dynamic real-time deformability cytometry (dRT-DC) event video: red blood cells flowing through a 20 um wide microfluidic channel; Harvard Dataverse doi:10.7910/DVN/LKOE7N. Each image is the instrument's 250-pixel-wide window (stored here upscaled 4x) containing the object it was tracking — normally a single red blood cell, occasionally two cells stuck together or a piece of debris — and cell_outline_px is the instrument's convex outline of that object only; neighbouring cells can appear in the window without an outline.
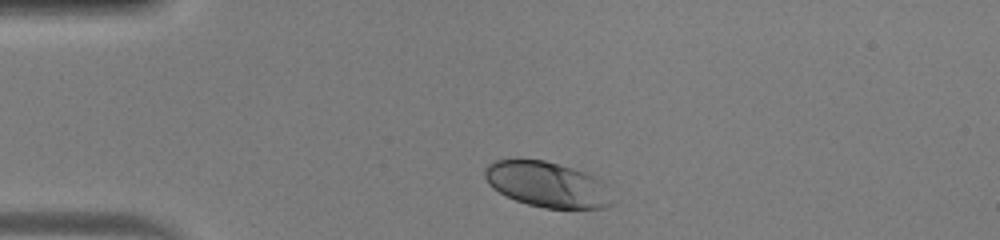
{"species": "human", "species_latin": "Homo sapiens", "temperature_condition": "warm", "stored_images_in_passage": 36, "camera_frame_rate_fps": 3000, "um_per_image_px": 0.085, "donor": {"sex": "male"}, "frame": {"image": 1, "passage_image": 1, "time_ms": 0.0, "image_size_px": [1000, 240], "cell_outline_px": [[584, 208], [552, 208], [532, 204], [508, 196], [496, 188], [488, 180], [488, 168], [504, 160], [540, 160], [552, 164], [560, 168]], "centroid_in_image_um": [45.39, 15.59], "position_along_channel_um": 39.6, "area_um2": 23.0}}
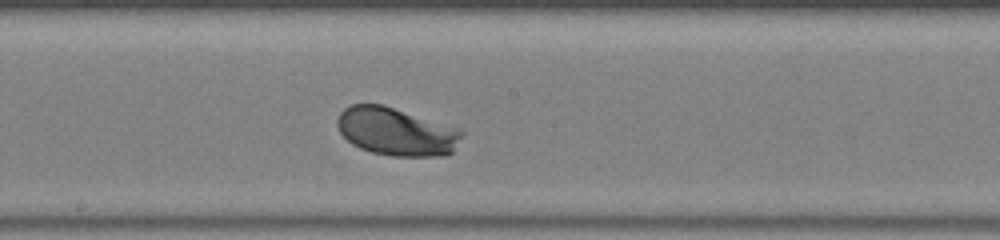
{"frame": {"image": 2, "passage_image": 17, "time_ms": 5.333, "image_size_px": [1000, 240], "cell_outline_px": [[448, 152], [380, 152], [364, 148], [356, 144], [344, 136], [340, 128], [340, 116], [348, 108], [356, 104], [376, 104], [388, 108], [404, 116], [448, 140]], "centroid_in_image_um": [33.0, 11.14], "position_along_channel_um": 215.2, "area_um2": 25.95}}
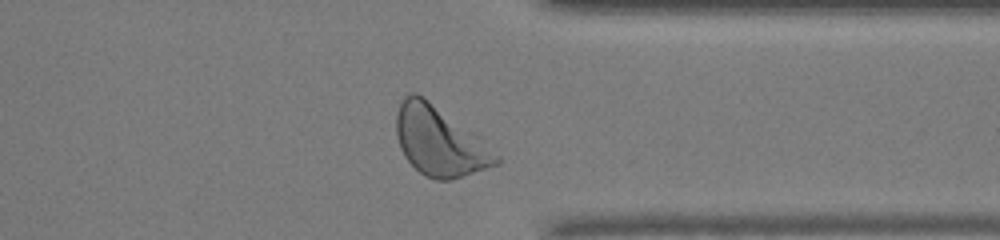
{"frame": {"image": 3, "passage_image": 29, "time_ms": 9.333, "image_size_px": [1000, 240], "cell_outline_px": [[476, 168], [456, 176], [432, 176], [416, 168], [412, 164], [404, 152], [400, 144], [400, 108], [404, 104], [416, 96], [420, 96], [432, 108], [444, 124]], "centroid_in_image_um": [36.59, 12.03], "position_along_channel_um": 374.8, "area_um2": 26.3}, "authors_computed_cell_mechanics": {"area_um2": 26.5591, "velocity_mm_per_s": 4.0585, "shape_relaxation_time_tau1_ms": 1.7382, "shape_relaxation_time_tau2_ms": null, "deformation_change_tau1": 0.0959, "deformation_change_tau2": null}}